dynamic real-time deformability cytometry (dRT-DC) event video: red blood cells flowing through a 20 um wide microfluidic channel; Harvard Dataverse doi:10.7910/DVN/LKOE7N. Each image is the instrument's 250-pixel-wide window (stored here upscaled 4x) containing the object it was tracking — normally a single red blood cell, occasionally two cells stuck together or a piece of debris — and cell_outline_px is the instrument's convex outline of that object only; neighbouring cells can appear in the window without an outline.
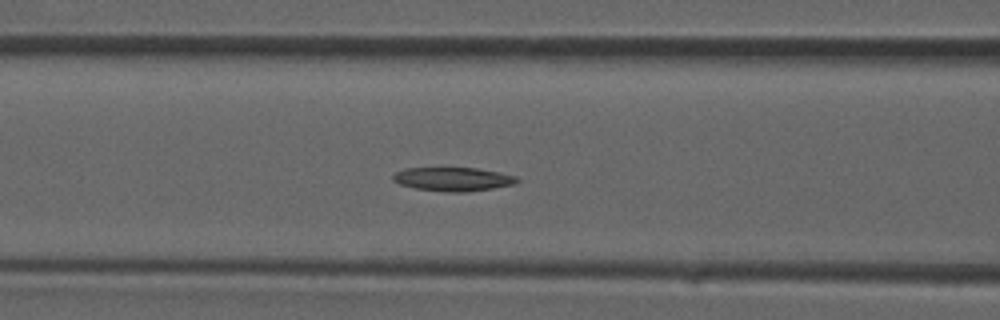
{"species": "common noctule bat (a hibernating species)", "species_latin": "Nyctalus noctula", "temperature_condition": "room temperature", "stored_images_in_passage": 14, "camera_frame_rate_fps": 3000, "um_per_image_px": 0.085, "animal": {"sex": "male", "forearm_length_mm": 52.5}, "frame": {"image": 1, "passage_image": 12, "time_ms": 3.667, "image_size_px": [1000, 320], "cell_outline_px": [[520, 180], [512, 184], [492, 188], [468, 192], [444, 192], [416, 188], [400, 184], [392, 180], [392, 176], [396, 172], [404, 168], [476, 168], [500, 172], [516, 176]], "centroid_in_image_um": [38.49, 15.22], "position_along_channel_um": 128.1, "area_um2": 17.11}}
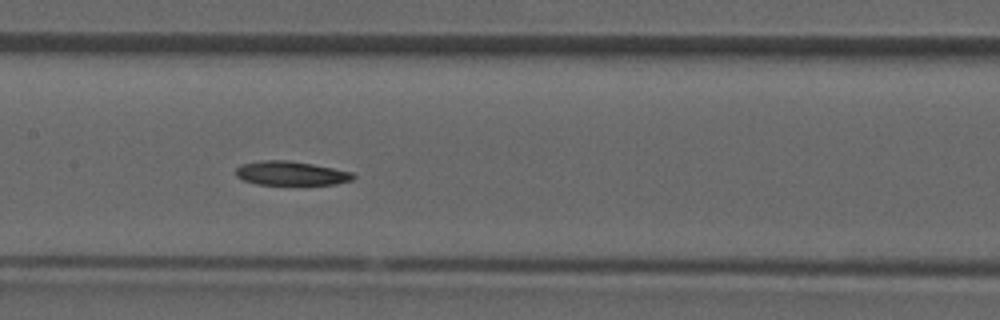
{"frame": {"image": 2, "passage_image": 14, "time_ms": 4.333, "image_size_px": [1000, 320], "cell_outline_px": [[356, 176], [352, 180], [336, 184], [256, 184], [244, 180], [236, 176], [236, 168], [240, 164], [260, 160], [288, 160], [312, 164], [352, 172]], "centroid_in_image_um": [24.71, 14.72], "position_along_channel_um": 182.7, "area_um2": 16.36}}